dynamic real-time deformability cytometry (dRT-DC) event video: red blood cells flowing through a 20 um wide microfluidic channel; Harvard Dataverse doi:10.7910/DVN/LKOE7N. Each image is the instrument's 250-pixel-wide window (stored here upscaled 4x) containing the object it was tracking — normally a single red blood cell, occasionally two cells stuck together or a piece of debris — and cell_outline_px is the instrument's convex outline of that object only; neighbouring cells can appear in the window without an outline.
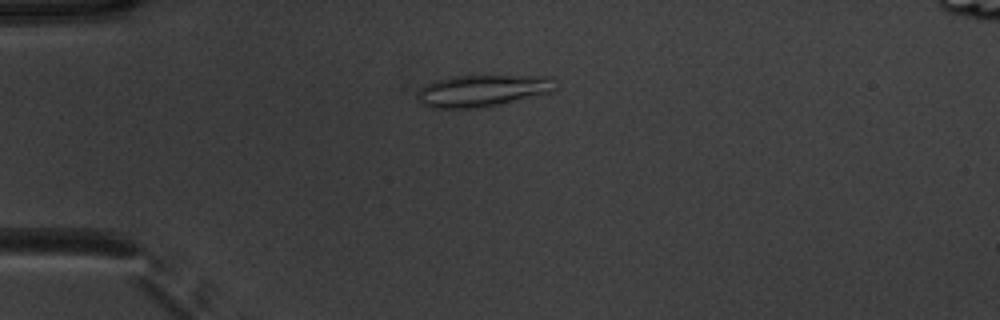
{"species": "common noctule bat (a hibernating species)", "species_latin": "Nyctalus noctula", "temperature_condition": "warm", "stored_images_in_passage": 52, "camera_frame_rate_fps": 3000, "um_per_image_px": 0.085, "animal": {"sex": "male", "body_mass_g": 20.1, "forearm_length_mm": 53.5}, "frame": {"image": 1, "passage_image": 14, "time_ms": 4.333, "image_size_px": [1000, 320], "cell_outline_px": [[556, 88], [552, 92], [488, 108], [432, 108], [420, 104], [416, 96], [416, 92], [424, 84], [436, 80], [452, 76], [552, 76]], "centroid_in_image_um": [40.98, 7.72], "position_along_channel_um": 44.0, "area_um2": 26.13}}
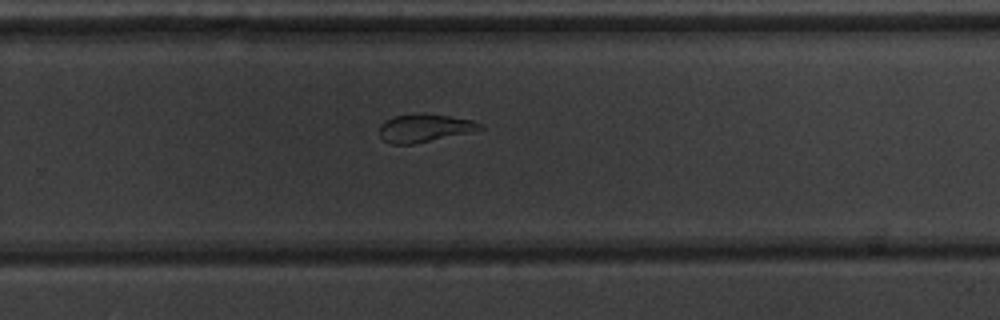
{"frame": {"image": 2, "passage_image": 35, "time_ms": 11.333, "image_size_px": [1000, 320], "cell_outline_px": [[484, 128], [468, 132], [412, 144], [392, 144], [384, 140], [380, 136], [380, 124], [384, 120], [396, 116], [448, 116], [472, 120], [480, 124]], "centroid_in_image_um": [36.03, 10.92], "position_along_channel_um": 293.8, "area_um2": 15.37}}
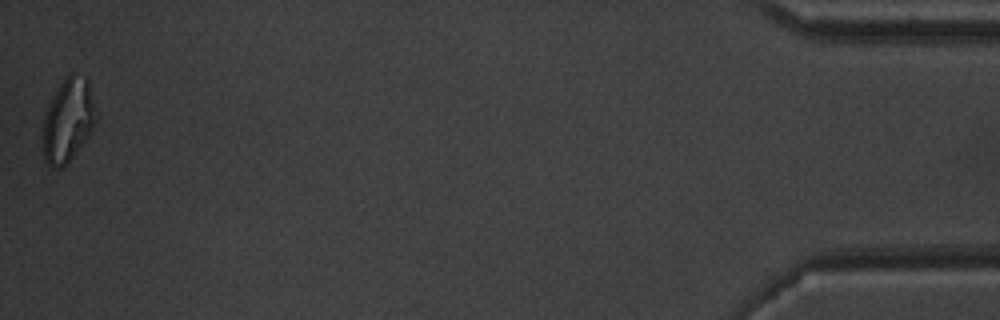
{"frame": {"image": 3, "passage_image": 52, "time_ms": 17.0, "image_size_px": [1000, 320], "cell_outline_px": [[96, 120], [88, 136], [72, 156], [60, 168], [52, 168], [44, 160], [44, 120], [52, 96], [60, 84], [72, 72], [88, 80]], "centroid_in_image_um": [5.77, 10.22], "position_along_channel_um": 429.4, "area_um2": 24.74}, "authors_computed_cell_mechanics": {"area_um2": 21.4727, "velocity_mm_per_s": 3.9344, "shape_relaxation_time_tau1_ms": null, "shape_relaxation_time_tau2_ms": 2.9242, "deformation_change_tau1": null, "deformation_change_tau2": 0.0585}}